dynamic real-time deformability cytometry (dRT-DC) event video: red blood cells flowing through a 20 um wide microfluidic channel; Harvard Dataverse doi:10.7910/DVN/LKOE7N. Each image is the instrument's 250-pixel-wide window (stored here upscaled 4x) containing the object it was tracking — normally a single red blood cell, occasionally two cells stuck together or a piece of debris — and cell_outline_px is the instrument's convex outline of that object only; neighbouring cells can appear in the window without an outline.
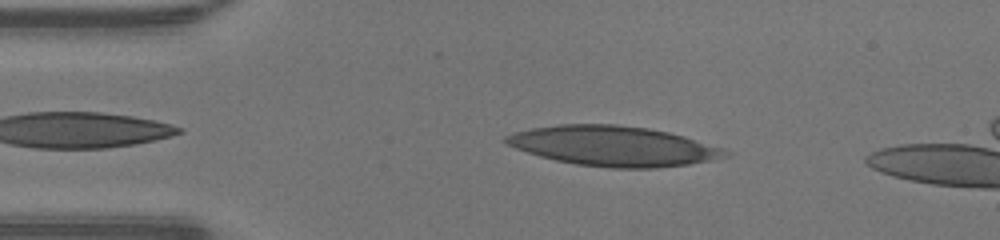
{"species": "human", "species_latin": "Homo sapiens", "temperature_condition": "warm", "stored_images_in_passage": 39, "camera_frame_rate_fps": 3000, "um_per_image_px": 0.085, "donor": {"sex": "male"}, "frame": {"image": 1, "passage_image": 6, "time_ms": 1.667, "image_size_px": [1000, 240], "cell_outline_px": [[732, 152], [728, 156], [688, 164], [656, 168], [612, 168], [576, 164], [556, 160], [540, 156], [516, 148], [508, 144], [504, 140], [504, 136], [516, 132], [532, 128], [556, 124], [616, 124], [648, 128], [668, 132], [684, 136]], "centroid_in_image_um": [52.12, 12.41], "position_along_channel_um": 32.9, "area_um2": 50.63}}
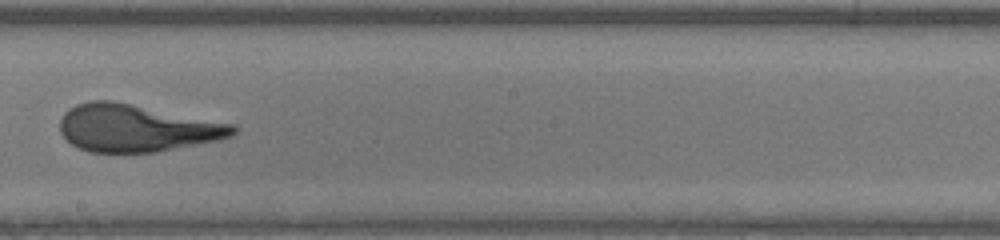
{"frame": {"image": 2, "passage_image": 23, "time_ms": 7.333, "image_size_px": [1000, 240], "cell_outline_px": [[236, 132], [232, 136], [216, 140], [156, 152], [88, 152], [72, 144], [60, 132], [60, 120], [64, 112], [68, 108], [76, 104], [92, 100], [112, 100], [232, 124], [236, 128]], "centroid_in_image_um": [11.54, 10.88], "position_along_channel_um": 236.7, "area_um2": 47.22}}
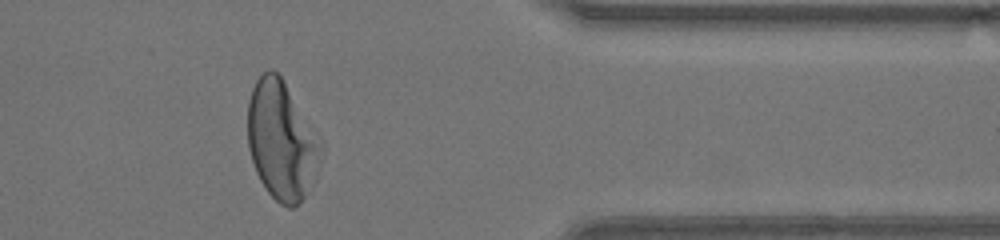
{"frame": {"image": 3, "passage_image": 35, "time_ms": 11.333, "image_size_px": [1000, 240], "cell_outline_px": [[324, 152], [316, 180], [312, 188], [292, 208], [288, 208], [280, 204], [268, 192], [260, 180], [256, 172], [248, 148], [248, 100], [252, 88], [256, 80], [268, 68], [272, 68], [280, 76], [324, 144]], "centroid_in_image_um": [23.97, 11.98], "position_along_channel_um": 387.4, "area_um2": 51.04}, "authors_computed_cell_mechanics": {"area_um2": 49.0144, "velocity_mm_per_s": 4.3013, "shape_relaxation_time_tau1_ms": 4.3481, "shape_relaxation_time_tau2_ms": 0.966, "deformation_change_tau1": 0.2395, "deformation_change_tau2": 0.1017}}